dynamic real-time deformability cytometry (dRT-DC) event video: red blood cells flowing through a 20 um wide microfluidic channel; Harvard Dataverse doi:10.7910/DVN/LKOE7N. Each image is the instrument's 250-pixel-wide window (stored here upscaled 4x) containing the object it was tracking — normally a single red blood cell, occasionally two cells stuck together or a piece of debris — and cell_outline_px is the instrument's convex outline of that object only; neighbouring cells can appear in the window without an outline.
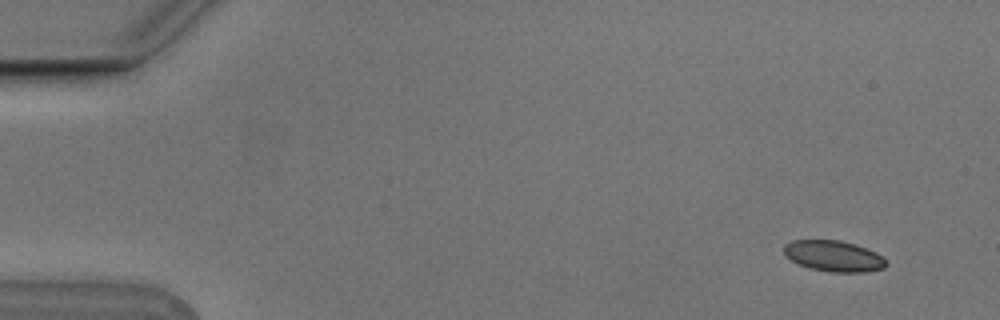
{"species": "Egyptian fruit bat (a non-hibernating species)", "species_latin": "Rousettus aegyptiacus", "temperature_condition": "cold", "stored_images_in_passage": 5, "camera_frame_rate_fps": 3000, "um_per_image_px": 0.085, "animal": {"sex": "male"}, "frame": {"image": 1, "passage_image": 2, "time_ms": 0.333, "image_size_px": [1000, 320], "cell_outline_px": [[888, 264], [884, 268], [864, 272], [828, 272], [808, 268], [784, 256], [784, 244], [792, 240], [840, 240], [856, 244], [876, 252], [884, 256], [888, 260]], "centroid_in_image_um": [70.89, 21.76], "position_along_channel_um": 14.1, "area_um2": 18.73}}
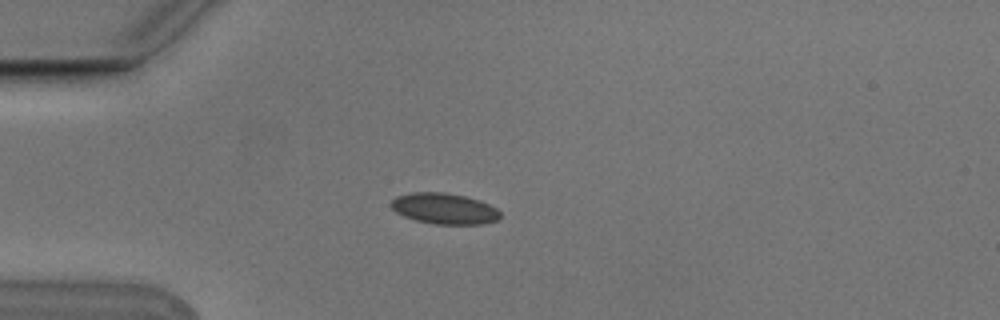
{"frame": {"image": 2, "passage_image": 5, "time_ms": 1.333, "image_size_px": [1000, 320], "cell_outline_px": [[500, 220], [484, 224], [436, 224], [416, 220], [404, 216], [396, 212], [388, 204], [396, 196], [412, 192], [444, 192], [464, 196], [480, 200], [496, 208], [500, 212]], "centroid_in_image_um": [37.77, 17.73], "position_along_channel_um": 47.2, "area_um2": 19.77}}